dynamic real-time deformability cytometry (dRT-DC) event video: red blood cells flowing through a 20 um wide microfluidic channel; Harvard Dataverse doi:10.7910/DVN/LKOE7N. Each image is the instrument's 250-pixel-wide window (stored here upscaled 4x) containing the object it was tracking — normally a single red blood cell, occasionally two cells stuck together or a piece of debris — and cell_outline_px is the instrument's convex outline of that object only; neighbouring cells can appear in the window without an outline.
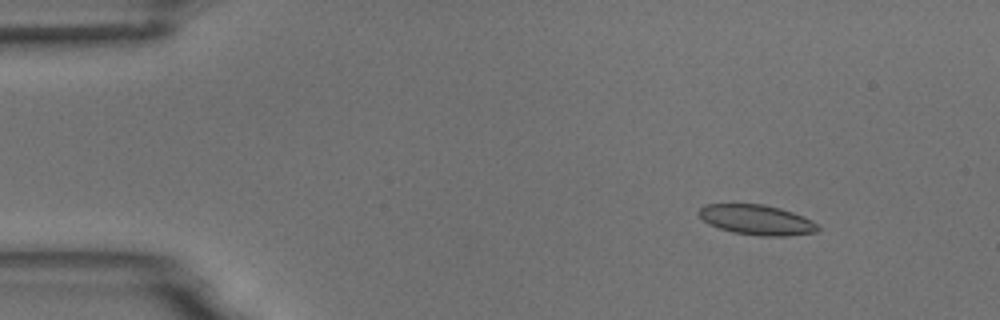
{"species": "common noctule bat (a hibernating species)", "species_latin": "Nyctalus noctula", "temperature_condition": "room temperature", "stored_images_in_passage": 49, "camera_frame_rate_fps": 3000, "um_per_image_px": 0.085, "animal": {"sex": "male", "body_mass_g": 18.8}, "frame": {"image": 1, "passage_image": 1, "time_ms": 0.0, "image_size_px": [1000, 320], "cell_outline_px": [[820, 228], [816, 232], [788, 236], [760, 236], [732, 232], [708, 224], [700, 216], [700, 208], [704, 204], [764, 204], [780, 208], [792, 212], [812, 220]], "centroid_in_image_um": [64.33, 18.69], "position_along_channel_um": 20.7, "area_um2": 20.75}}
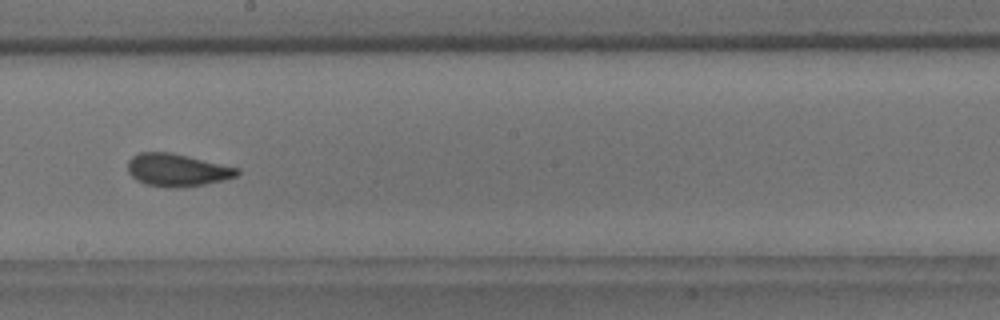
{"frame": {"image": 2, "passage_image": 25, "time_ms": 8.0, "image_size_px": [1000, 320], "cell_outline_px": [[240, 172], [236, 176], [224, 180], [204, 184], [180, 188], [168, 188], [144, 184], [136, 180], [128, 172], [128, 160], [132, 156], [140, 152], [172, 152], [240, 168]], "centroid_in_image_um": [15.05, 14.45], "position_along_channel_um": 233.2, "area_um2": 21.04}}
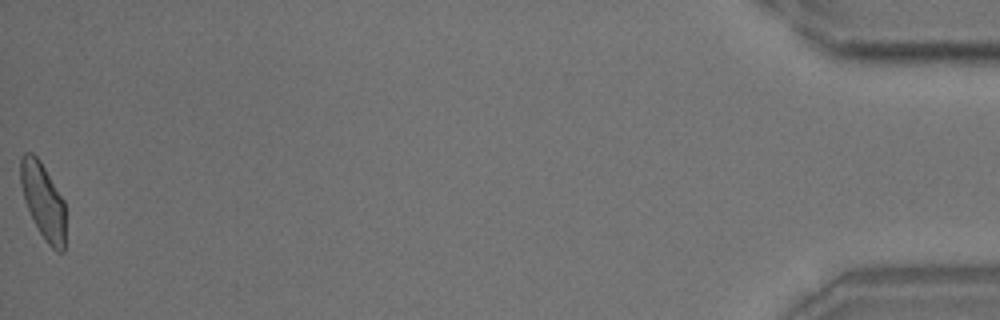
{"frame": {"image": 3, "passage_image": 49, "time_ms": 16.0, "image_size_px": [1000, 320], "cell_outline_px": [[64, 252], [56, 252], [44, 240], [24, 200], [20, 184], [20, 156], [24, 152], [32, 152], [40, 160], [64, 200]], "centroid_in_image_um": [3.65, 17.05], "position_along_channel_um": 431.6, "area_um2": 19.77}, "authors_computed_cell_mechanics": {"area_um2": 20.6346, "velocity_mm_per_s": 3.7069, "shape_relaxation_time_tau1_ms": 4.3139, "shape_relaxation_time_tau2_ms": 1.4051, "deformation_change_tau1": 0.1061, "deformation_change_tau2": 0.0516}}